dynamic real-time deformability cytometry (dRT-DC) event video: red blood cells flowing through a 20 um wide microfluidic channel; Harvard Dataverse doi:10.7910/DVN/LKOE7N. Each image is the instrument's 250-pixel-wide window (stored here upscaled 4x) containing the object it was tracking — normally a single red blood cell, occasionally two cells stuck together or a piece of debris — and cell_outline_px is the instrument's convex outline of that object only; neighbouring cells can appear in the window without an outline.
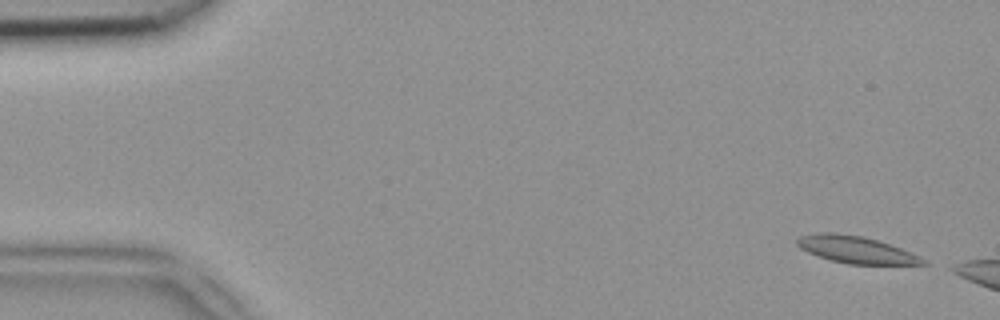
{"species": "common noctule bat (a hibernating species)", "species_latin": "Nyctalus noctula", "temperature_condition": "room temperature", "stored_images_in_passage": 7, "camera_frame_rate_fps": 3000, "um_per_image_px": 0.085, "animal": {"sex": "female", "body_mass_g": 18.4}, "frame": {"image": 1, "passage_image": 2, "time_ms": 0.333, "image_size_px": [1000, 320], "cell_outline_px": [[928, 264], [848, 264], [832, 260], [808, 252], [800, 248], [796, 244], [796, 240], [800, 236], [816, 232], [836, 232], [864, 236], [912, 252], [928, 260]], "centroid_in_image_um": [72.76, 21.21], "position_along_channel_um": 12.2, "area_um2": 19.83}}